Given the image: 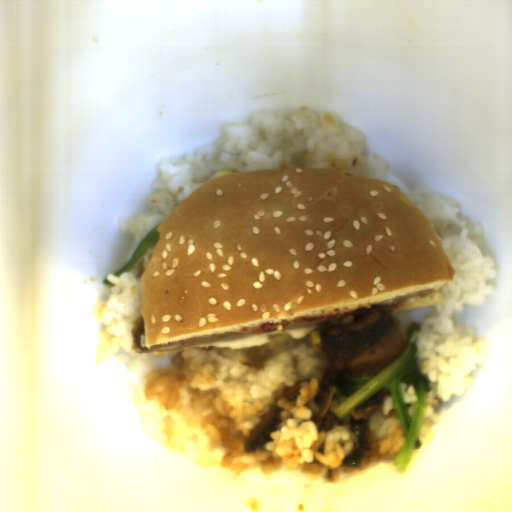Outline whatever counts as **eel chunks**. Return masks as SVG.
Returning <instances> with one entry per match:
<instances>
[{"label":"eel chunks","instance_id":"1","mask_svg":"<svg viewBox=\"0 0 512 512\" xmlns=\"http://www.w3.org/2000/svg\"><path fill=\"white\" fill-rule=\"evenodd\" d=\"M318 332L329 366L312 400L319 407L310 420L317 434L330 430L337 417L329 412L338 405V388L328 384L329 378L375 376L399 358L408 344L401 319L378 308L370 309L351 324L326 320Z\"/></svg>","mask_w":512,"mask_h":512},{"label":"eel chunks","instance_id":"2","mask_svg":"<svg viewBox=\"0 0 512 512\" xmlns=\"http://www.w3.org/2000/svg\"><path fill=\"white\" fill-rule=\"evenodd\" d=\"M385 396H389L386 387L349 413V429L356 435L357 441L354 451L345 456L339 466L345 474L365 470L369 464L383 459L378 439L373 438L367 422L374 413L382 412Z\"/></svg>","mask_w":512,"mask_h":512},{"label":"eel chunks","instance_id":"3","mask_svg":"<svg viewBox=\"0 0 512 512\" xmlns=\"http://www.w3.org/2000/svg\"><path fill=\"white\" fill-rule=\"evenodd\" d=\"M283 407L278 404L271 405L268 411L260 421V423L249 429L244 440V453H255L257 449H264L265 443L272 442L271 433L277 430L276 425L282 423L280 420V412Z\"/></svg>","mask_w":512,"mask_h":512},{"label":"eel chunks","instance_id":"4","mask_svg":"<svg viewBox=\"0 0 512 512\" xmlns=\"http://www.w3.org/2000/svg\"><path fill=\"white\" fill-rule=\"evenodd\" d=\"M303 381V380H302ZM302 381H297V383L288 388L287 390H285L284 394H283V399H287L288 401H296L297 400V396L298 395H301L299 390L301 387V383Z\"/></svg>","mask_w":512,"mask_h":512}]
</instances>
